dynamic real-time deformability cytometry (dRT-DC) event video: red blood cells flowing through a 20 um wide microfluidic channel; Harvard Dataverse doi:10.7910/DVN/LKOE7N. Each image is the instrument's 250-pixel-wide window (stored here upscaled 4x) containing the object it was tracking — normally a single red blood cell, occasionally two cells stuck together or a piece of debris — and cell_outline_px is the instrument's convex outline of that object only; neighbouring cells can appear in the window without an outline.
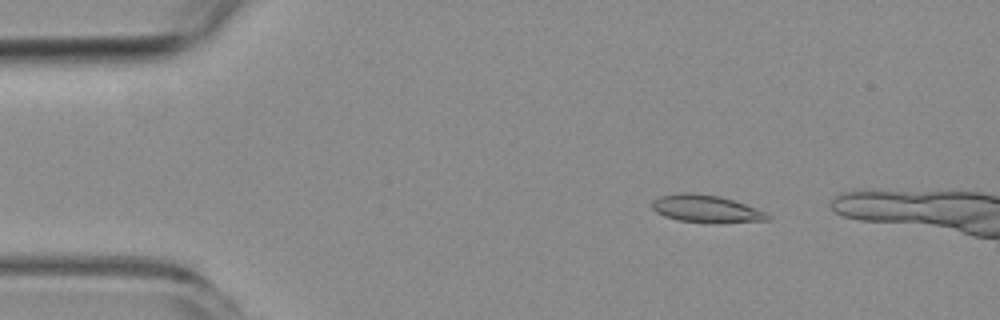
{"species": "common noctule bat (a hibernating species)", "species_latin": "Nyctalus noctula", "temperature_condition": "room temperature", "stored_images_in_passage": 5, "camera_frame_rate_fps": 3000, "um_per_image_px": 0.085, "animal": {"sex": "female", "body_mass_g": 19.3, "forearm_length_mm": 54.1}, "frame": {"image": 1, "passage_image": 2, "time_ms": 1.0, "image_size_px": [1000, 320], "cell_outline_px": [[772, 220], [716, 224], [704, 224], [680, 220], [664, 216], [656, 212], [652, 208], [652, 200], [660, 196], [680, 192], [692, 192], [720, 196], [768, 212], [772, 216]], "centroid_in_image_um": [60.06, 17.77], "position_along_channel_um": 24.9, "area_um2": 19.07}}